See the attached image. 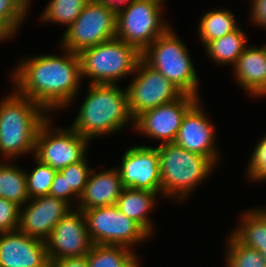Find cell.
<instances>
[{"instance_id": "5bb4252c", "label": "cell", "mask_w": 266, "mask_h": 267, "mask_svg": "<svg viewBox=\"0 0 266 267\" xmlns=\"http://www.w3.org/2000/svg\"><path fill=\"white\" fill-rule=\"evenodd\" d=\"M160 156L154 146L137 145L128 148L116 167L124 188L158 191L162 194Z\"/></svg>"}, {"instance_id": "d590c367", "label": "cell", "mask_w": 266, "mask_h": 267, "mask_svg": "<svg viewBox=\"0 0 266 267\" xmlns=\"http://www.w3.org/2000/svg\"><path fill=\"white\" fill-rule=\"evenodd\" d=\"M98 2L104 4L108 8L113 9L116 13L127 6L134 0H97Z\"/></svg>"}, {"instance_id": "74e56055", "label": "cell", "mask_w": 266, "mask_h": 267, "mask_svg": "<svg viewBox=\"0 0 266 267\" xmlns=\"http://www.w3.org/2000/svg\"><path fill=\"white\" fill-rule=\"evenodd\" d=\"M23 1H24V4L26 5V7H27L29 10H31L30 8L32 7V6H31L32 1H31V0H23Z\"/></svg>"}, {"instance_id": "836d02e7", "label": "cell", "mask_w": 266, "mask_h": 267, "mask_svg": "<svg viewBox=\"0 0 266 267\" xmlns=\"http://www.w3.org/2000/svg\"><path fill=\"white\" fill-rule=\"evenodd\" d=\"M250 23L266 29V0H250Z\"/></svg>"}, {"instance_id": "cb8c5ba5", "label": "cell", "mask_w": 266, "mask_h": 267, "mask_svg": "<svg viewBox=\"0 0 266 267\" xmlns=\"http://www.w3.org/2000/svg\"><path fill=\"white\" fill-rule=\"evenodd\" d=\"M198 24V37L203 46L235 31L239 27L234 14L227 8L208 10L200 17Z\"/></svg>"}, {"instance_id": "603a6c76", "label": "cell", "mask_w": 266, "mask_h": 267, "mask_svg": "<svg viewBox=\"0 0 266 267\" xmlns=\"http://www.w3.org/2000/svg\"><path fill=\"white\" fill-rule=\"evenodd\" d=\"M133 249L122 245L93 244L86 255L88 267H141Z\"/></svg>"}, {"instance_id": "9c48e42d", "label": "cell", "mask_w": 266, "mask_h": 267, "mask_svg": "<svg viewBox=\"0 0 266 267\" xmlns=\"http://www.w3.org/2000/svg\"><path fill=\"white\" fill-rule=\"evenodd\" d=\"M88 234L93 244L122 245L131 249L151 236L133 219L125 216L116 205L83 211Z\"/></svg>"}, {"instance_id": "3957f363", "label": "cell", "mask_w": 266, "mask_h": 267, "mask_svg": "<svg viewBox=\"0 0 266 267\" xmlns=\"http://www.w3.org/2000/svg\"><path fill=\"white\" fill-rule=\"evenodd\" d=\"M50 115L14 89L0 100V157L13 161L34 154L37 132Z\"/></svg>"}, {"instance_id": "5b68a950", "label": "cell", "mask_w": 266, "mask_h": 267, "mask_svg": "<svg viewBox=\"0 0 266 267\" xmlns=\"http://www.w3.org/2000/svg\"><path fill=\"white\" fill-rule=\"evenodd\" d=\"M185 45L173 27H170L141 53V59L184 94L200 98V81Z\"/></svg>"}, {"instance_id": "ba28073f", "label": "cell", "mask_w": 266, "mask_h": 267, "mask_svg": "<svg viewBox=\"0 0 266 267\" xmlns=\"http://www.w3.org/2000/svg\"><path fill=\"white\" fill-rule=\"evenodd\" d=\"M117 13L98 2L89 0L81 14L68 27L58 45L72 53L116 38Z\"/></svg>"}, {"instance_id": "9a60e30c", "label": "cell", "mask_w": 266, "mask_h": 267, "mask_svg": "<svg viewBox=\"0 0 266 267\" xmlns=\"http://www.w3.org/2000/svg\"><path fill=\"white\" fill-rule=\"evenodd\" d=\"M201 101L200 99L184 116L174 143L189 152L210 158L218 166L222 157L215 144L216 128L204 112Z\"/></svg>"}, {"instance_id": "f35d334b", "label": "cell", "mask_w": 266, "mask_h": 267, "mask_svg": "<svg viewBox=\"0 0 266 267\" xmlns=\"http://www.w3.org/2000/svg\"><path fill=\"white\" fill-rule=\"evenodd\" d=\"M258 97L260 98L266 97V89Z\"/></svg>"}, {"instance_id": "d4e9b609", "label": "cell", "mask_w": 266, "mask_h": 267, "mask_svg": "<svg viewBox=\"0 0 266 267\" xmlns=\"http://www.w3.org/2000/svg\"><path fill=\"white\" fill-rule=\"evenodd\" d=\"M0 160V198L12 201L22 207L29 201L26 173L19 165Z\"/></svg>"}, {"instance_id": "83f0119b", "label": "cell", "mask_w": 266, "mask_h": 267, "mask_svg": "<svg viewBox=\"0 0 266 267\" xmlns=\"http://www.w3.org/2000/svg\"><path fill=\"white\" fill-rule=\"evenodd\" d=\"M35 168L26 171V184L29 198L48 195L57 170L34 158Z\"/></svg>"}, {"instance_id": "7a4b0ae2", "label": "cell", "mask_w": 266, "mask_h": 267, "mask_svg": "<svg viewBox=\"0 0 266 267\" xmlns=\"http://www.w3.org/2000/svg\"><path fill=\"white\" fill-rule=\"evenodd\" d=\"M70 127L90 142L98 136L116 134L134 126L128 91L117 85L90 84Z\"/></svg>"}, {"instance_id": "484cf974", "label": "cell", "mask_w": 266, "mask_h": 267, "mask_svg": "<svg viewBox=\"0 0 266 267\" xmlns=\"http://www.w3.org/2000/svg\"><path fill=\"white\" fill-rule=\"evenodd\" d=\"M89 0H50L44 7L41 22L56 23L68 27L81 14Z\"/></svg>"}, {"instance_id": "52a82bcc", "label": "cell", "mask_w": 266, "mask_h": 267, "mask_svg": "<svg viewBox=\"0 0 266 267\" xmlns=\"http://www.w3.org/2000/svg\"><path fill=\"white\" fill-rule=\"evenodd\" d=\"M166 0H134L117 12L116 38L142 53L172 25L164 19Z\"/></svg>"}, {"instance_id": "1f68e13d", "label": "cell", "mask_w": 266, "mask_h": 267, "mask_svg": "<svg viewBox=\"0 0 266 267\" xmlns=\"http://www.w3.org/2000/svg\"><path fill=\"white\" fill-rule=\"evenodd\" d=\"M20 206L0 198V233L18 230Z\"/></svg>"}, {"instance_id": "8992f818", "label": "cell", "mask_w": 266, "mask_h": 267, "mask_svg": "<svg viewBox=\"0 0 266 267\" xmlns=\"http://www.w3.org/2000/svg\"><path fill=\"white\" fill-rule=\"evenodd\" d=\"M82 79L90 84L117 85L134 74L141 53L132 45L114 38L84 49L79 54Z\"/></svg>"}, {"instance_id": "4fadbf2b", "label": "cell", "mask_w": 266, "mask_h": 267, "mask_svg": "<svg viewBox=\"0 0 266 267\" xmlns=\"http://www.w3.org/2000/svg\"><path fill=\"white\" fill-rule=\"evenodd\" d=\"M49 261L86 256L93 243L82 210L73 208L54 227L45 241Z\"/></svg>"}, {"instance_id": "e0dca14e", "label": "cell", "mask_w": 266, "mask_h": 267, "mask_svg": "<svg viewBox=\"0 0 266 267\" xmlns=\"http://www.w3.org/2000/svg\"><path fill=\"white\" fill-rule=\"evenodd\" d=\"M45 241L20 230L0 233V267H49Z\"/></svg>"}, {"instance_id": "d6a6232c", "label": "cell", "mask_w": 266, "mask_h": 267, "mask_svg": "<svg viewBox=\"0 0 266 267\" xmlns=\"http://www.w3.org/2000/svg\"><path fill=\"white\" fill-rule=\"evenodd\" d=\"M48 195L62 199L74 208H76V204H78L79 201V197L72 191V189H67L65 176L60 171L56 172ZM73 202L75 203L74 205H72Z\"/></svg>"}, {"instance_id": "30bf717a", "label": "cell", "mask_w": 266, "mask_h": 267, "mask_svg": "<svg viewBox=\"0 0 266 267\" xmlns=\"http://www.w3.org/2000/svg\"><path fill=\"white\" fill-rule=\"evenodd\" d=\"M51 116L40 126L33 158L59 171L81 161L87 155L90 141L71 127H51ZM65 128V129H63Z\"/></svg>"}, {"instance_id": "f1b7e54d", "label": "cell", "mask_w": 266, "mask_h": 267, "mask_svg": "<svg viewBox=\"0 0 266 267\" xmlns=\"http://www.w3.org/2000/svg\"><path fill=\"white\" fill-rule=\"evenodd\" d=\"M88 161V157L85 156L81 161L59 170L65 176L67 189H72L78 197L82 195L92 170Z\"/></svg>"}, {"instance_id": "4dcf8cb0", "label": "cell", "mask_w": 266, "mask_h": 267, "mask_svg": "<svg viewBox=\"0 0 266 267\" xmlns=\"http://www.w3.org/2000/svg\"><path fill=\"white\" fill-rule=\"evenodd\" d=\"M30 13L23 0H0V18L17 34Z\"/></svg>"}, {"instance_id": "d6986e66", "label": "cell", "mask_w": 266, "mask_h": 267, "mask_svg": "<svg viewBox=\"0 0 266 267\" xmlns=\"http://www.w3.org/2000/svg\"><path fill=\"white\" fill-rule=\"evenodd\" d=\"M232 69L238 87L258 97L266 89V45L247 46Z\"/></svg>"}, {"instance_id": "8d00e7d4", "label": "cell", "mask_w": 266, "mask_h": 267, "mask_svg": "<svg viewBox=\"0 0 266 267\" xmlns=\"http://www.w3.org/2000/svg\"><path fill=\"white\" fill-rule=\"evenodd\" d=\"M16 33L0 18V41L12 39Z\"/></svg>"}, {"instance_id": "6da1fadb", "label": "cell", "mask_w": 266, "mask_h": 267, "mask_svg": "<svg viewBox=\"0 0 266 267\" xmlns=\"http://www.w3.org/2000/svg\"><path fill=\"white\" fill-rule=\"evenodd\" d=\"M60 49L64 54L44 53L21 58L9 75L13 89L36 102L50 116L75 103L83 82L79 55Z\"/></svg>"}, {"instance_id": "7c38bea8", "label": "cell", "mask_w": 266, "mask_h": 267, "mask_svg": "<svg viewBox=\"0 0 266 267\" xmlns=\"http://www.w3.org/2000/svg\"><path fill=\"white\" fill-rule=\"evenodd\" d=\"M199 100L183 94L172 102L142 112L134 119L132 129L150 139L161 140L160 144L174 143L184 116Z\"/></svg>"}, {"instance_id": "8fae6325", "label": "cell", "mask_w": 266, "mask_h": 267, "mask_svg": "<svg viewBox=\"0 0 266 267\" xmlns=\"http://www.w3.org/2000/svg\"><path fill=\"white\" fill-rule=\"evenodd\" d=\"M131 77L132 80L126 89L128 91L129 110L133 119L144 111L172 102L184 94L142 59L138 61Z\"/></svg>"}, {"instance_id": "2e32d148", "label": "cell", "mask_w": 266, "mask_h": 267, "mask_svg": "<svg viewBox=\"0 0 266 267\" xmlns=\"http://www.w3.org/2000/svg\"><path fill=\"white\" fill-rule=\"evenodd\" d=\"M72 209L66 201L49 195L31 198L20 207L18 230L46 241L55 225Z\"/></svg>"}, {"instance_id": "e575fe53", "label": "cell", "mask_w": 266, "mask_h": 267, "mask_svg": "<svg viewBox=\"0 0 266 267\" xmlns=\"http://www.w3.org/2000/svg\"><path fill=\"white\" fill-rule=\"evenodd\" d=\"M49 267H88L86 256L64 258L50 262Z\"/></svg>"}, {"instance_id": "f546056e", "label": "cell", "mask_w": 266, "mask_h": 267, "mask_svg": "<svg viewBox=\"0 0 266 267\" xmlns=\"http://www.w3.org/2000/svg\"><path fill=\"white\" fill-rule=\"evenodd\" d=\"M246 169L245 175L250 182L266 181V134L258 139Z\"/></svg>"}, {"instance_id": "ffe728a7", "label": "cell", "mask_w": 266, "mask_h": 267, "mask_svg": "<svg viewBox=\"0 0 266 267\" xmlns=\"http://www.w3.org/2000/svg\"><path fill=\"white\" fill-rule=\"evenodd\" d=\"M158 197L162 198V194L158 191L125 188L118 198L116 206L125 216L137 222L152 237L155 226L148 214L158 204L156 203Z\"/></svg>"}, {"instance_id": "44dd1931", "label": "cell", "mask_w": 266, "mask_h": 267, "mask_svg": "<svg viewBox=\"0 0 266 267\" xmlns=\"http://www.w3.org/2000/svg\"><path fill=\"white\" fill-rule=\"evenodd\" d=\"M246 210L230 234L243 246L259 251L266 262V206Z\"/></svg>"}, {"instance_id": "277c9868", "label": "cell", "mask_w": 266, "mask_h": 267, "mask_svg": "<svg viewBox=\"0 0 266 267\" xmlns=\"http://www.w3.org/2000/svg\"><path fill=\"white\" fill-rule=\"evenodd\" d=\"M160 156L162 198L184 202L212 174L217 165L208 157L189 152L175 143L157 145Z\"/></svg>"}, {"instance_id": "ac0fdd59", "label": "cell", "mask_w": 266, "mask_h": 267, "mask_svg": "<svg viewBox=\"0 0 266 267\" xmlns=\"http://www.w3.org/2000/svg\"><path fill=\"white\" fill-rule=\"evenodd\" d=\"M124 189L116 167L101 172L93 168L76 208L84 211L95 207L116 205Z\"/></svg>"}, {"instance_id": "4316f807", "label": "cell", "mask_w": 266, "mask_h": 267, "mask_svg": "<svg viewBox=\"0 0 266 267\" xmlns=\"http://www.w3.org/2000/svg\"><path fill=\"white\" fill-rule=\"evenodd\" d=\"M225 239L226 267H266L259 251L243 246L230 233Z\"/></svg>"}, {"instance_id": "7402d4cb", "label": "cell", "mask_w": 266, "mask_h": 267, "mask_svg": "<svg viewBox=\"0 0 266 267\" xmlns=\"http://www.w3.org/2000/svg\"><path fill=\"white\" fill-rule=\"evenodd\" d=\"M245 30L239 26L235 31H232L225 36L208 42L203 48L205 49L209 60L217 65H231L236 64L237 59L248 46V38Z\"/></svg>"}]
</instances>
